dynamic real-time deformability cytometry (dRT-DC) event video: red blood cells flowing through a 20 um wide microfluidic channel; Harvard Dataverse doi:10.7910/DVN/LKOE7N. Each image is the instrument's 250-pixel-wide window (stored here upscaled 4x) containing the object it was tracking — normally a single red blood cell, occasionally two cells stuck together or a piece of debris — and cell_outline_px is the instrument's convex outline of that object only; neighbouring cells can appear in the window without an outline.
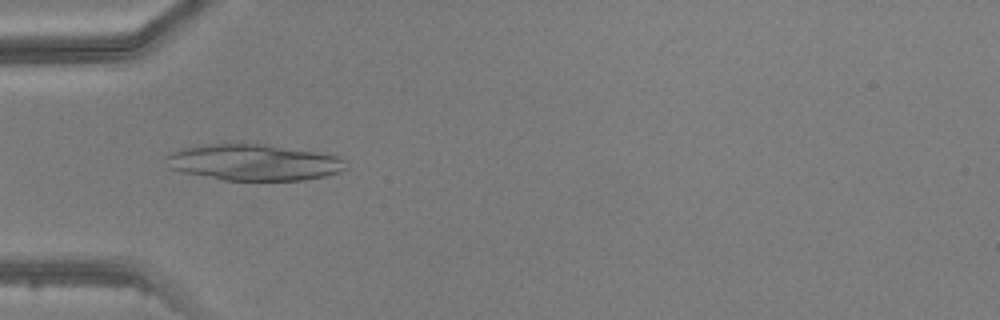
{"species": "common noctule bat (a hibernating species)", "species_latin": "Nyctalus noctula", "temperature_condition": "warm", "stored_images_in_passage": 4, "camera_frame_rate_fps": 3000, "um_per_image_px": 0.085, "animal": {"sex": "male", "body_mass_g": 20.5, "forearm_length_mm": 52.5}, "frame": {"image": 1, "passage_image": 4, "time_ms": 4.333, "image_size_px": [1000, 320], "cell_outline_px": [[348, 168], [340, 172], [324, 176], [304, 180], [224, 180], [184, 172], [168, 168], [164, 156], [180, 148], [208, 144], [264, 144], [316, 152], [340, 156], [348, 164]], "centroid_in_image_um": [21.58, 13.8], "position_along_channel_um": 63.4, "area_um2": 37.97}}